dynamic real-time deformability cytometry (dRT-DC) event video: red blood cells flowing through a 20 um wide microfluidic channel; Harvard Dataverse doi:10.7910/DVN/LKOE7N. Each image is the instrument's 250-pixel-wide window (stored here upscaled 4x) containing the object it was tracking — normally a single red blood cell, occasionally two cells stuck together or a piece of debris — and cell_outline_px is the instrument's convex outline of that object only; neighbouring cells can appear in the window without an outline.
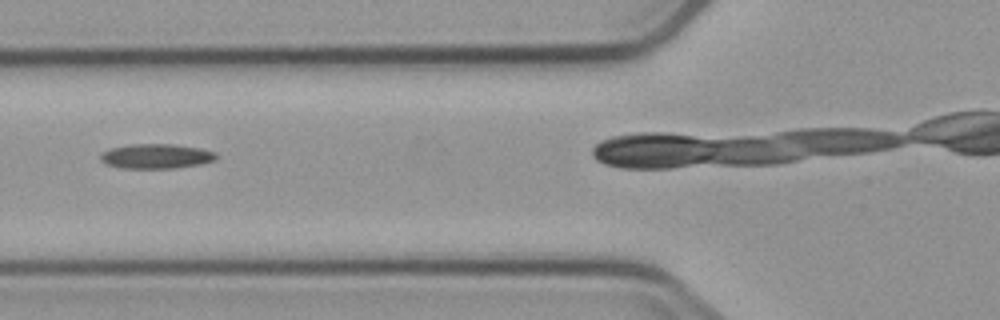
{"species": "common noctule bat (a hibernating species)", "species_latin": "Nyctalus noctula", "temperature_condition": "cold", "stored_images_in_passage": 8, "camera_frame_rate_fps": 3000, "um_per_image_px": 0.085, "animal": {"sex": "male", "body_mass_g": 23.1, "forearm_length_mm": 52.7}, "frame": {"image": 1, "passage_image": 3, "time_ms": 2.333, "image_size_px": [1000, 320], "cell_outline_px": [[216, 160], [200, 164], [176, 168], [120, 168], [108, 164], [100, 160], [100, 156], [108, 148], [132, 144], [172, 144], [200, 148], [216, 152]], "centroid_in_image_um": [13.28, 13.27], "position_along_channel_um": 112.5, "area_um2": 16.65}}